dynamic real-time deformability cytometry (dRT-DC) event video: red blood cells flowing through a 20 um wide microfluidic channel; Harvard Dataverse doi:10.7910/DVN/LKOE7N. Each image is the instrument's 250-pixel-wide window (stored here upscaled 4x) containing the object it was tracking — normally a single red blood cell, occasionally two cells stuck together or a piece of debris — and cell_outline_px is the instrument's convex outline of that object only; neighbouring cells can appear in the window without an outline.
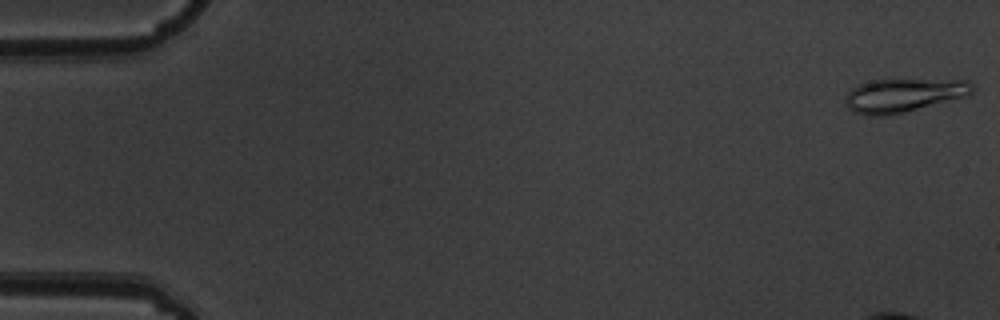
{"species": "common noctule bat (a hibernating species)", "species_latin": "Nyctalus noctula", "temperature_condition": "warm", "stored_images_in_passage": 8, "camera_frame_rate_fps": 3000, "um_per_image_px": 0.085, "animal": {"sex": "male", "body_mass_g": 19.5, "forearm_length_mm": 54.6}, "frame": {"image": 1, "passage_image": 1, "time_ms": 0.0, "image_size_px": [1000, 320], "cell_outline_px": [[976, 88], [968, 96], [888, 116], [864, 116], [848, 108], [844, 104], [844, 96], [856, 84], [872, 80], [968, 80]], "centroid_in_image_um": [76.76, 8.11], "position_along_channel_um": 8.2, "area_um2": 25.09}}
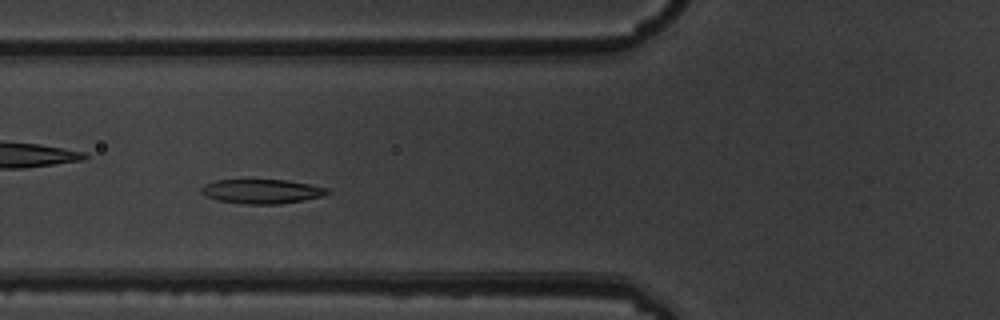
{"frame": {"image": 2, "passage_image": 7, "time_ms": 2.0, "image_size_px": [1000, 320], "cell_outline_px": [[332, 192], [324, 196], [304, 200], [280, 204], [244, 204], [216, 200], [204, 196], [200, 192], [200, 188], [204, 184], [216, 180], [288, 180], [328, 188]], "centroid_in_image_um": [22.24, 16.27], "position_along_channel_um": 103.6, "area_um2": 18.09}}
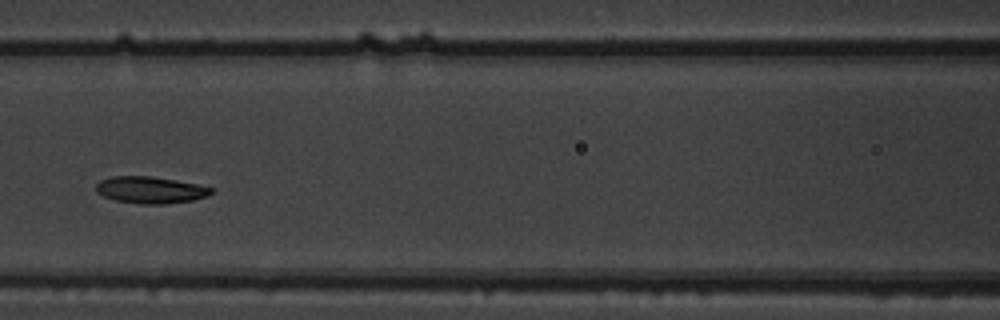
{"frame": {"image": 3, "passage_image": 8, "time_ms": 2.333, "image_size_px": [1000, 320], "cell_outline_px": [[216, 192], [208, 196], [192, 200], [168, 204], [140, 204], [116, 200], [104, 196], [96, 192], [96, 184], [100, 180], [112, 176], [148, 176], [176, 180], [216, 188]], "centroid_in_image_um": [12.83, 16.15], "position_along_channel_um": 153.8, "area_um2": 18.15}}